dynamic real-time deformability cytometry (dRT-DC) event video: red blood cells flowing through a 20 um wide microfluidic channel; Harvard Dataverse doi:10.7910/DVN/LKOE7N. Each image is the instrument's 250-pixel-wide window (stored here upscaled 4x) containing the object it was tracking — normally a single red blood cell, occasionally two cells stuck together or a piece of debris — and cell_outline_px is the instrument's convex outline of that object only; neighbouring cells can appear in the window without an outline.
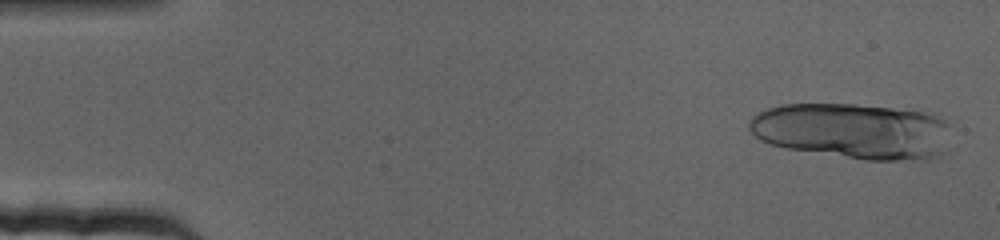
{"species": "human", "species_latin": "Homo sapiens", "temperature_condition": "cold", "stored_images_in_passage": 21, "camera_frame_rate_fps": 3000, "um_per_image_px": 0.085, "donor": {"sex": "female"}, "frame": {"image": 1, "passage_image": 3, "time_ms": 0.667, "image_size_px": [1000, 240], "cell_outline_px": [[948, 152], [940, 156], [928, 160], [864, 160], [788, 148], [772, 144], [760, 140], [748, 128], [748, 124], [752, 116], [768, 108], [780, 104], [852, 104], [892, 108], [924, 112], [940, 116], [948, 124]], "centroid_in_image_um": [72.55, 11.14], "position_along_channel_um": 12.4, "area_um2": 66.07}}
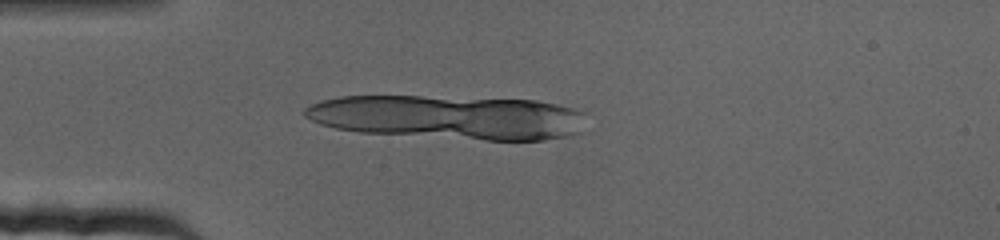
{"frame": {"image": 2, "passage_image": 18, "time_ms": 5.667, "image_size_px": [1000, 240], "cell_outline_px": [[588, 132], [572, 136], [544, 140], [484, 140], [360, 132], [336, 128], [320, 124], [304, 116], [304, 108], [320, 100], [340, 96], [420, 96], [536, 100], [584, 108]], "centroid_in_image_um": [38.31, 9.96], "position_along_channel_um": 46.7, "area_um2": 73.58}}